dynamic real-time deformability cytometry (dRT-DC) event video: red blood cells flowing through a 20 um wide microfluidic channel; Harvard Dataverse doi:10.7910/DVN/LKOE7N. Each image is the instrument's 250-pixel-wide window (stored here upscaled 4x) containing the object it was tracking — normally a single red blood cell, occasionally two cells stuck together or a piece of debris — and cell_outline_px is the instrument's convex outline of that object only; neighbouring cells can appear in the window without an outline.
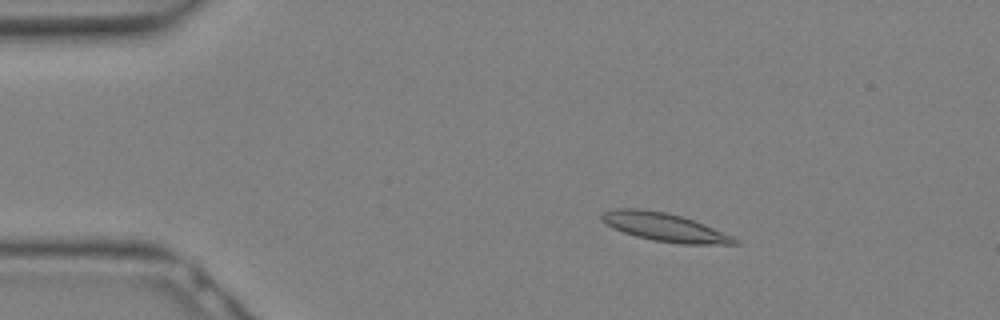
{"species": "Egyptian fruit bat (a non-hibernating species)", "species_latin": "Rousettus aegyptiacus", "temperature_condition": "warm", "stored_images_in_passage": 19, "camera_frame_rate_fps": 3000, "um_per_image_px": 0.085, "animal": {"sex": "female"}, "frame": {"image": 1, "passage_image": 6, "time_ms": 1.667, "image_size_px": [1000, 320], "cell_outline_px": [[740, 244], [680, 244], [652, 240], [636, 236], [624, 232], [600, 220], [600, 216], [604, 212], [616, 208], [636, 208], [668, 212], [704, 224], [732, 236], [740, 240]], "centroid_in_image_um": [56.5, 19.31], "position_along_channel_um": 28.5, "area_um2": 21.73}}
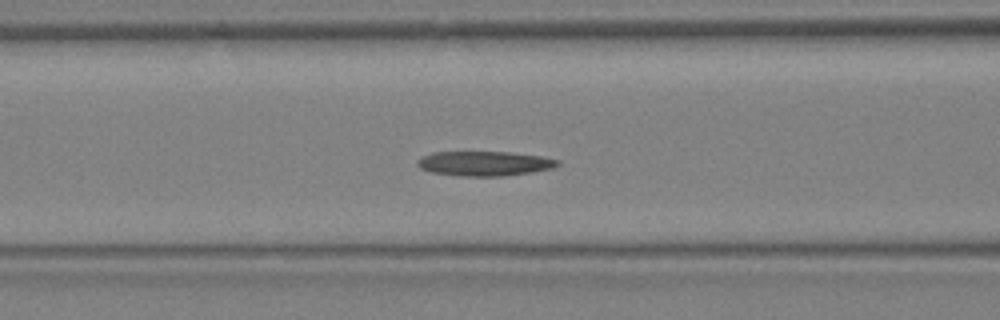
{"frame": {"image": 2, "passage_image": 13, "time_ms": 4.0, "image_size_px": [1000, 320], "cell_outline_px": [[560, 164], [552, 168], [532, 172], [500, 176], [460, 176], [432, 172], [420, 168], [416, 164], [416, 160], [432, 152], [508, 152], [540, 156], [560, 160]], "centroid_in_image_um": [41.17, 13.89], "position_along_channel_um": 125.4, "area_um2": 20.06}}
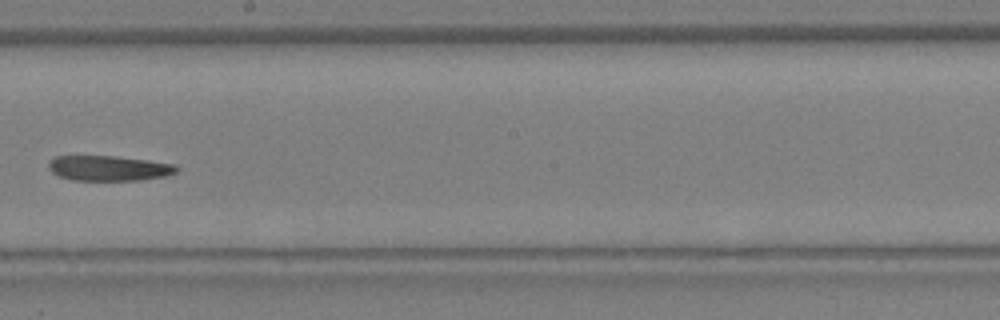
{"frame": {"image": 3, "passage_image": 18, "time_ms": 5.667, "image_size_px": [1000, 320], "cell_outline_px": [[180, 168], [176, 172], [164, 176], [140, 180], [72, 180], [60, 176], [52, 172], [48, 168], [48, 164], [56, 156], [116, 156], [148, 160], [176, 164]], "centroid_in_image_um": [9.28, 14.29], "position_along_channel_um": 238.9, "area_um2": 18.73}}